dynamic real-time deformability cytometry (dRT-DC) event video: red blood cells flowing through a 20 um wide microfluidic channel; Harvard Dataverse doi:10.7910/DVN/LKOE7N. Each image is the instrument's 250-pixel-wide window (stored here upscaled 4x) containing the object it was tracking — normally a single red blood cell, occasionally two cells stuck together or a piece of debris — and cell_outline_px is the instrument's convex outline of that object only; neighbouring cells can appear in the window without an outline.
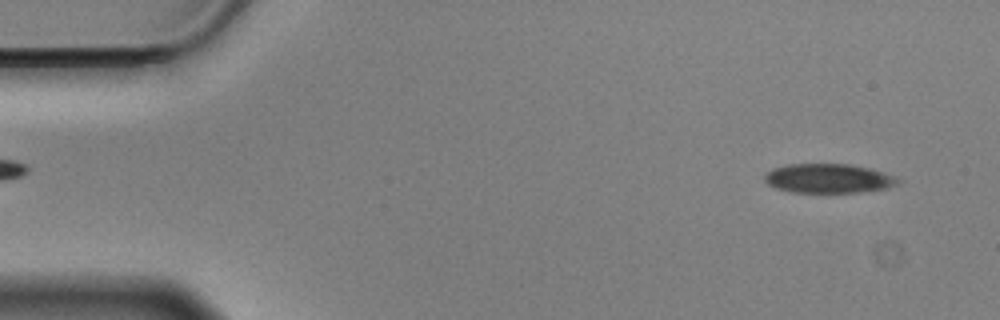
{"species": "Egyptian fruit bat (a non-hibernating species)", "species_latin": "Rousettus aegyptiacus", "temperature_condition": "cold", "stored_images_in_passage": 55, "camera_frame_rate_fps": 3000, "um_per_image_px": 0.085, "animal": {"sex": "male"}, "frame": {"image": 1, "passage_image": 3, "time_ms": 0.667, "image_size_px": [1000, 320], "cell_outline_px": [[904, 180], [900, 184], [888, 188], [860, 192], [792, 192], [776, 188], [768, 184], [764, 180], [764, 176], [772, 168], [788, 164], [848, 164], [868, 168], [884, 172], [896, 176]], "centroid_in_image_um": [70.47, 15.16], "position_along_channel_um": 14.5, "area_um2": 22.89}}
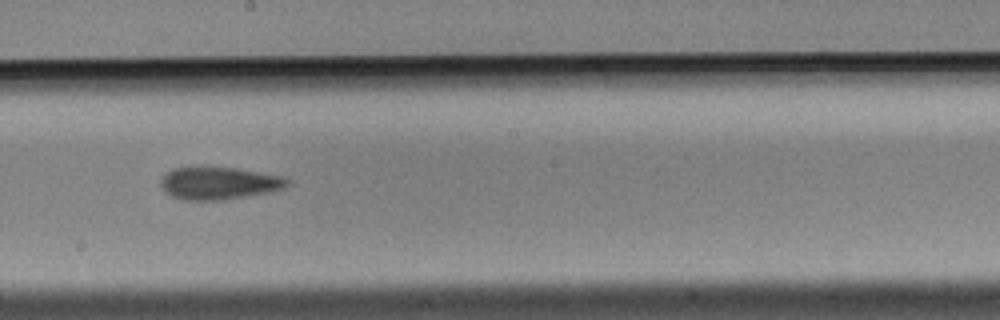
{"frame": {"image": 2, "passage_image": 30, "time_ms": 9.667, "image_size_px": [1000, 320], "cell_outline_px": [[292, 184], [284, 188], [272, 192], [224, 200], [184, 200], [172, 196], [160, 184], [160, 180], [172, 168], [200, 164], [236, 168], [280, 176], [292, 180]], "centroid_in_image_um": [18.63, 15.54], "position_along_channel_um": 229.6, "area_um2": 24.68}}
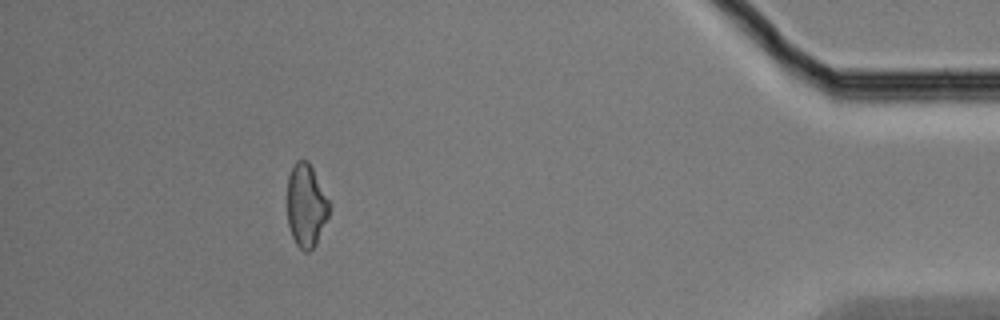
{"frame": {"image": 3, "passage_image": 50, "time_ms": 16.333, "image_size_px": [1000, 320], "cell_outline_px": [[332, 204], [328, 216], [316, 244], [308, 252], [304, 252], [296, 244], [292, 236], [288, 224], [288, 176], [296, 160], [308, 160]], "centroid_in_image_um": [26.04, 17.46], "position_along_channel_um": 409.2, "area_um2": 20.4}, "authors_computed_cell_mechanics": {"area_um2": 23.5824, "velocity_mm_per_s": 3.5184, "shape_relaxation_time_tau1_ms": 4.3829, "shape_relaxation_time_tau2_ms": null, "deformation_change_tau1": 0.1113, "deformation_change_tau2": null}}